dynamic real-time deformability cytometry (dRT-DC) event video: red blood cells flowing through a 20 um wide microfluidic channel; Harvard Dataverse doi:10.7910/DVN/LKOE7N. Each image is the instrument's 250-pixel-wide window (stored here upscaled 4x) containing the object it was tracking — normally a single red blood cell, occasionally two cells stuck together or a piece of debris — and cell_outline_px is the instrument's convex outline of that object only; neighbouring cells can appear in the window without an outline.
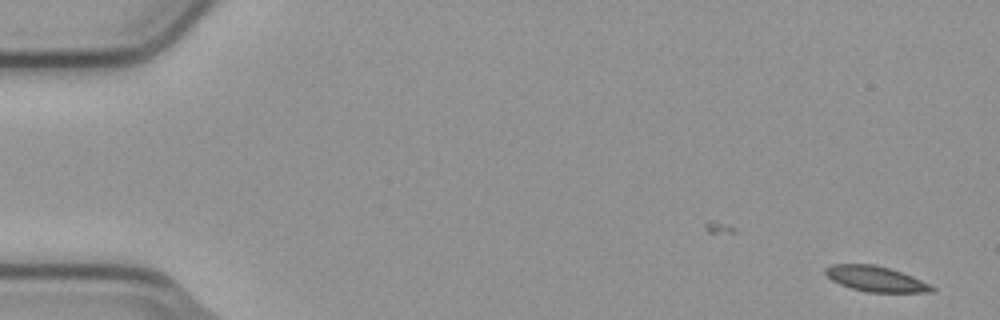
{"species": "common noctule bat (a hibernating species)", "species_latin": "Nyctalus noctula", "temperature_condition": "cold", "stored_images_in_passage": 2, "camera_frame_rate_fps": 3000, "um_per_image_px": 0.085, "animal": {"sex": "male", "body_mass_g": 23.1, "forearm_length_mm": 52.7}, "frame": {"image": 1, "passage_image": 2, "time_ms": 0.333, "image_size_px": [1000, 320], "cell_outline_px": [[936, 292], [868, 292], [852, 288], [840, 284], [824, 276], [824, 268], [832, 264], [872, 264], [888, 268], [912, 276], [936, 288]], "centroid_in_image_um": [74.39, 23.7], "position_along_channel_um": 10.6, "area_um2": 15.66}}